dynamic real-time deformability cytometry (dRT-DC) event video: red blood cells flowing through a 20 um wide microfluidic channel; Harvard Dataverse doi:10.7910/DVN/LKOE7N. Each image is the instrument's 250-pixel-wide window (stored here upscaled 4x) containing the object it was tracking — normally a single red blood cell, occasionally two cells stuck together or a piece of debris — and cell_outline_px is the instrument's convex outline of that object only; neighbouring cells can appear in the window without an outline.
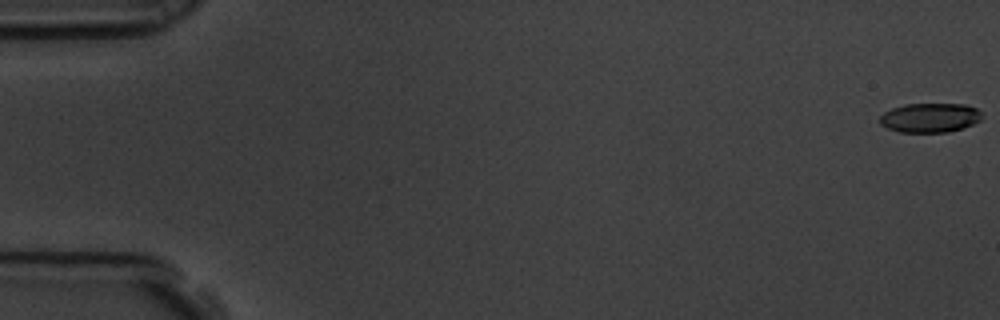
{"species": "common noctule bat (a hibernating species)", "species_latin": "Nyctalus noctula", "temperature_condition": "room temperature", "stored_images_in_passage": 5, "camera_frame_rate_fps": 3000, "um_per_image_px": 0.085, "animal": {"sex": "male", "body_mass_g": 19.5, "forearm_length_mm": 54.6}, "frame": {"image": 1, "passage_image": 1, "time_ms": 0.0, "image_size_px": [1000, 320], "cell_outline_px": [[980, 120], [972, 124], [948, 132], [900, 132], [888, 128], [880, 124], [880, 116], [884, 112], [892, 108], [904, 104], [964, 104], [976, 108], [980, 112]], "centroid_in_image_um": [79.01, 10.0], "position_along_channel_um": 6.0, "area_um2": 17.28}}
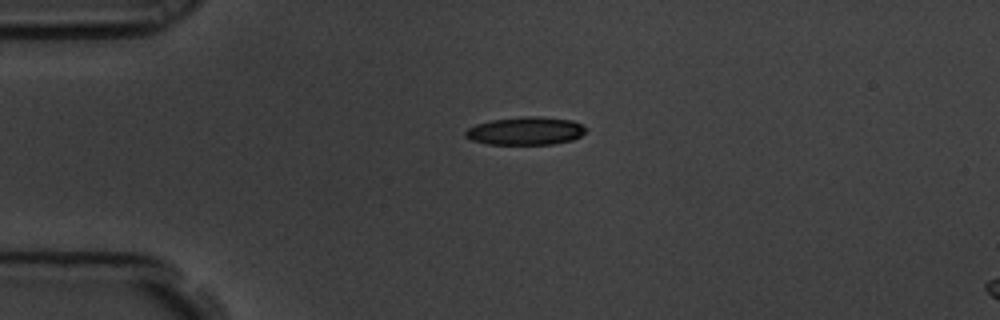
{"frame": {"image": 2, "passage_image": 5, "time_ms": 1.333, "image_size_px": [1000, 320], "cell_outline_px": [[588, 128], [580, 136], [572, 140], [552, 144], [488, 144], [472, 140], [464, 136], [464, 132], [468, 128], [476, 124], [492, 120], [520, 116], [540, 116], [572, 120]], "centroid_in_image_um": [44.67, 11.12], "position_along_channel_um": 40.3, "area_um2": 19.71}}